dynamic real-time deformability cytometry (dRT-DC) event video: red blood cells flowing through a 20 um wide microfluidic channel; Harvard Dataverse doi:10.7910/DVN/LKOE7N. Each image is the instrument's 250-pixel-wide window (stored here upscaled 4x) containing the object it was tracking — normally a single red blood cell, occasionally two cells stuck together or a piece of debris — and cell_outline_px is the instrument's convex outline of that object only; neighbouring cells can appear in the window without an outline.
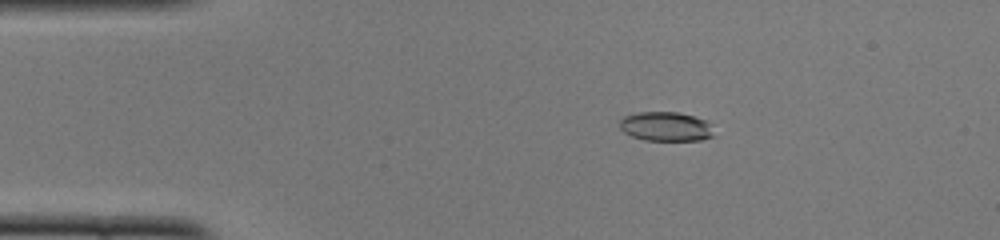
{"species": "common noctule bat (a hibernating species)", "species_latin": "Nyctalus noctula", "temperature_condition": "cold", "stored_images_in_passage": 50, "camera_frame_rate_fps": 3000, "um_per_image_px": 0.085, "animal": {"sex": "female", "body_mass_g": 22.0, "forearm_length_mm": 56.7}, "frame": {"image": 1, "passage_image": 9, "time_ms": 2.667, "image_size_px": [1000, 240], "cell_outline_px": [[716, 136], [700, 140], [644, 140], [632, 136], [624, 132], [620, 128], [620, 120], [624, 116], [636, 112], [676, 112], [692, 116], [704, 120], [708, 124]], "centroid_in_image_um": [56.57, 10.76], "position_along_channel_um": 28.4, "area_um2": 15.95}}
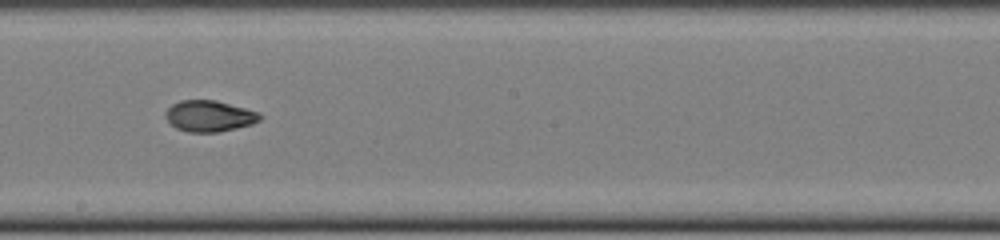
{"frame": {"image": 2, "passage_image": 28, "time_ms": 9.0, "image_size_px": [1000, 240], "cell_outline_px": [[264, 116], [260, 120], [252, 124], [220, 132], [188, 132], [176, 128], [164, 116], [168, 108], [172, 104], [180, 100], [216, 100], [260, 112]], "centroid_in_image_um": [17.82, 9.86], "position_along_channel_um": 230.4, "area_um2": 17.22}}
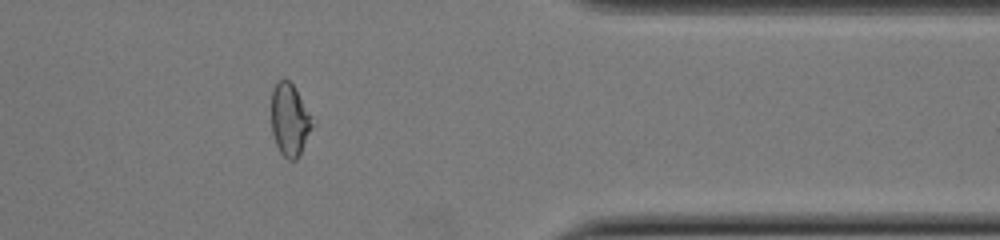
{"frame": {"image": 3, "passage_image": 41, "time_ms": 13.333, "image_size_px": [1000, 240], "cell_outline_px": [[312, 124], [300, 156], [296, 160], [288, 160], [280, 152], [276, 144], [272, 132], [272, 88], [276, 80], [288, 80], [292, 84], [312, 116]], "centroid_in_image_um": [24.6, 10.19], "position_along_channel_um": 386.8, "area_um2": 17.05}, "authors_computed_cell_mechanics": {"area_um2": 17.0221, "velocity_mm_per_s": 4.0114, "shape_relaxation_time_tau1_ms": 3.5415, "shape_relaxation_time_tau2_ms": 2.3238, "deformation_change_tau1": 0.1642, "deformation_change_tau2": 0.0688}}